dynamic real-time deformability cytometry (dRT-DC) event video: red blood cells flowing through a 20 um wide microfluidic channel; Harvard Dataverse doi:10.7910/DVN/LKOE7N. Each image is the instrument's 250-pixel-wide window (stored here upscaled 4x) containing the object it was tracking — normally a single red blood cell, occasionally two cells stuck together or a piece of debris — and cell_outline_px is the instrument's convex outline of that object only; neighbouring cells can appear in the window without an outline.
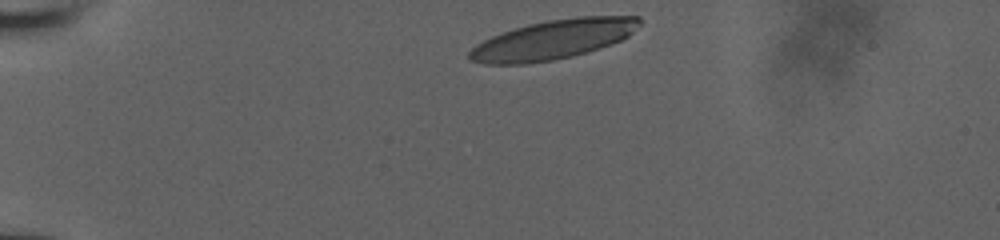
{"species": "human", "species_latin": "Homo sapiens", "temperature_condition": "room temperature", "stored_images_in_passage": 9, "camera_frame_rate_fps": 3000, "um_per_image_px": 0.085, "donor": {"sex": "male"}, "frame": {"image": 1, "passage_image": 1, "time_ms": 0.0, "image_size_px": [1000, 240], "cell_outline_px": [[640, 24], [628, 36], [620, 40], [600, 48], [572, 56], [552, 60], [524, 64], [484, 64], [472, 60], [468, 56], [468, 52], [476, 44], [492, 36], [528, 24], [548, 20], [576, 16], [640, 16]], "centroid_in_image_um": [47.02, 3.36], "position_along_channel_um": 38.0, "area_um2": 38.73}}
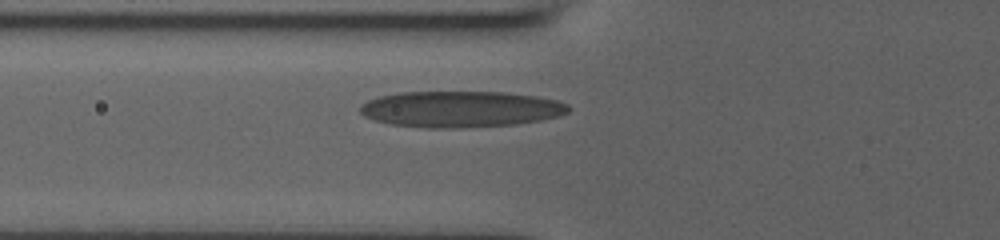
{"frame": {"image": 2, "passage_image": 7, "time_ms": 3.0, "image_size_px": [1000, 240], "cell_outline_px": [[572, 108], [568, 112], [560, 116], [540, 120], [516, 124], [456, 128], [428, 128], [388, 124], [372, 120], [364, 116], [360, 112], [360, 104], [368, 100], [380, 96], [400, 92], [504, 92], [536, 96], [556, 100], [568, 104]], "centroid_in_image_um": [39.14, 9.28], "position_along_channel_um": 86.7, "area_um2": 44.22}}
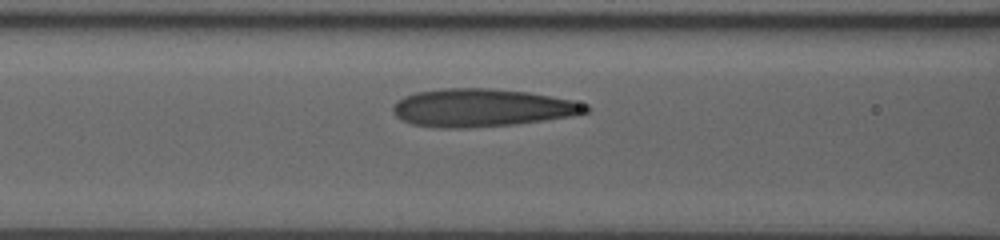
{"frame": {"image": 3, "passage_image": 9, "time_ms": 4.0, "image_size_px": [1000, 240], "cell_outline_px": [[592, 108], [588, 112], [572, 116], [516, 124], [468, 128], [440, 128], [412, 124], [400, 120], [392, 112], [392, 104], [396, 100], [404, 96], [416, 92], [444, 88], [488, 88], [528, 92], [572, 100], [588, 104]], "centroid_in_image_um": [40.94, 9.16], "position_along_channel_um": 125.7, "area_um2": 42.95}}